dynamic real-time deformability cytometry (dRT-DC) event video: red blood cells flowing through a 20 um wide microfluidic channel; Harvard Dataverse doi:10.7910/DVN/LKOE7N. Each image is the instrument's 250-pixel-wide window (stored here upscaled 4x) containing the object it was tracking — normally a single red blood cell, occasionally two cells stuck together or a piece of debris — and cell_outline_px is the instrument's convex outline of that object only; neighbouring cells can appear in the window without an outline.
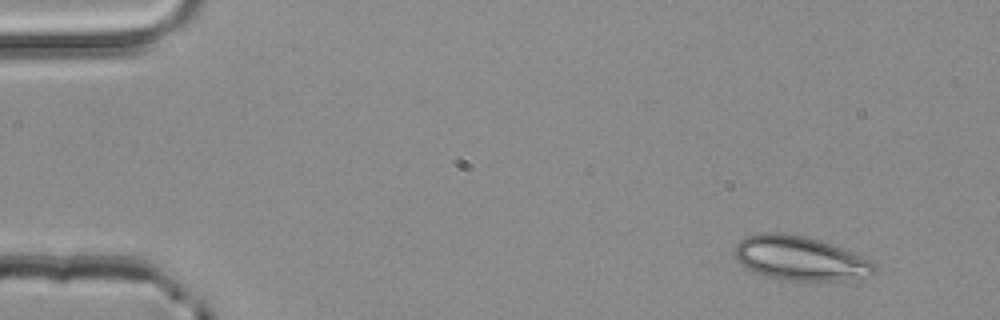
{"species": "common noctule bat (a hibernating species)", "species_latin": "Nyctalus noctula", "temperature_condition": "room temperature", "stored_images_in_passage": 3, "camera_frame_rate_fps": 3000, "um_per_image_px": 0.085, "animal": {"sex": "male", "body_mass_g": 20.4}, "frame": {"image": 1, "passage_image": 1, "time_ms": 0.0, "image_size_px": [1000, 320], "cell_outline_px": [[876, 264], [872, 272], [868, 276], [848, 280], [784, 280], [768, 276], [756, 272], [740, 264], [736, 256], [736, 244], [744, 236], [764, 232], [780, 232], [804, 236], [820, 240], [852, 252]], "centroid_in_image_um": [67.97, 21.94], "position_along_channel_um": 17.0, "area_um2": 35.49}}